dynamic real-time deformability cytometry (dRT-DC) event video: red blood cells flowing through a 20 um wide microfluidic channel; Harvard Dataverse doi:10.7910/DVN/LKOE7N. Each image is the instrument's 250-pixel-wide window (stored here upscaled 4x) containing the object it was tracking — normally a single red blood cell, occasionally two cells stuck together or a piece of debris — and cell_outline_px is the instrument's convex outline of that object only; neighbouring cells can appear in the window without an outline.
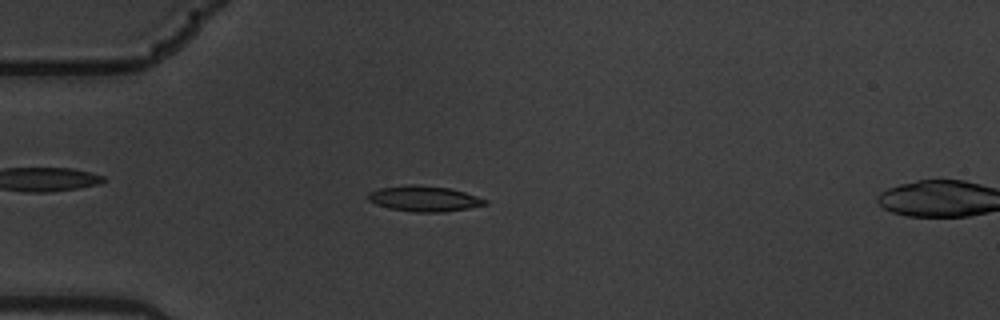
{"species": "common noctule bat (a hibernating species)", "species_latin": "Nyctalus noctula", "temperature_condition": "warm", "stored_images_in_passage": 58, "camera_frame_rate_fps": 3000, "um_per_image_px": 0.085, "animal": {"sex": "male", "body_mass_g": 19.5, "forearm_length_mm": 54.6}, "frame": {"image": 1, "passage_image": 16, "time_ms": 5.0, "image_size_px": [1000, 320], "cell_outline_px": [[488, 204], [468, 208], [444, 212], [412, 212], [388, 208], [376, 204], [368, 200], [368, 192], [380, 188], [408, 184], [412, 184], [448, 188], [464, 192], [488, 200]], "centroid_in_image_um": [36.04, 16.89], "position_along_channel_um": 49.0, "area_um2": 17.4}}
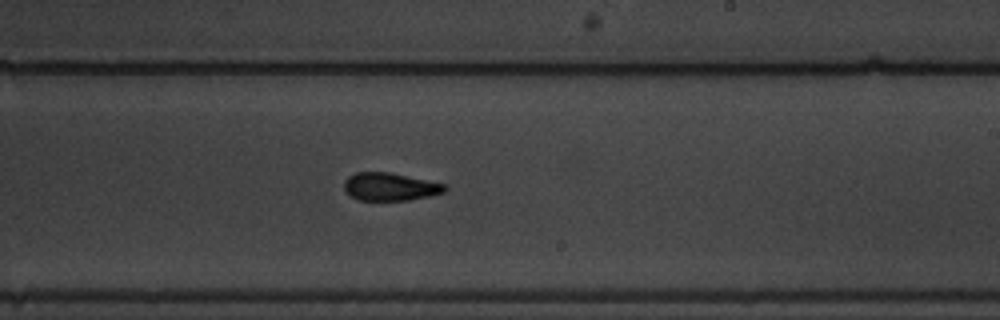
{"frame": {"image": 2, "passage_image": 35, "time_ms": 11.333, "image_size_px": [1000, 320], "cell_outline_px": [[448, 188], [444, 192], [428, 196], [408, 200], [360, 200], [352, 196], [344, 188], [344, 180], [348, 176], [356, 172], [388, 172], [444, 184]], "centroid_in_image_um": [33.13, 15.87], "position_along_channel_um": 255.9, "area_um2": 16.07}}
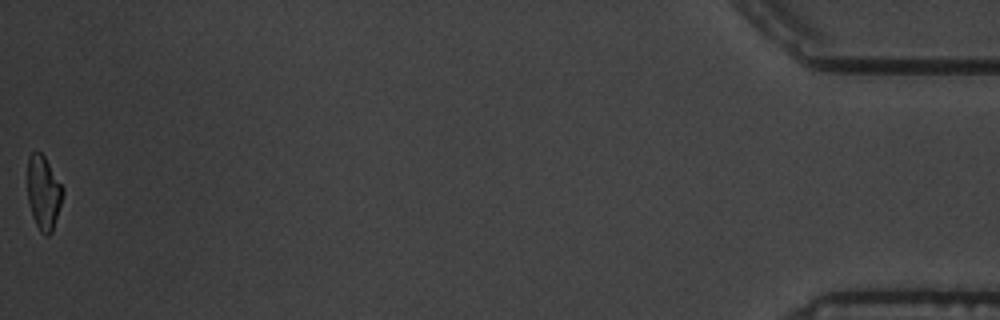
{"frame": {"image": 3, "passage_image": 58, "time_ms": 19.0, "image_size_px": [1000, 320], "cell_outline_px": [[64, 192], [52, 232], [48, 236], [44, 236], [40, 232], [32, 216], [28, 200], [28, 156], [32, 152], [40, 152], [44, 156], [64, 188]], "centroid_in_image_um": [3.7, 16.39], "position_along_channel_um": 431.5, "area_um2": 15.14}, "authors_computed_cell_mechanics": {"area_um2": 16.4441, "velocity_mm_per_s": 3.5174, "shape_relaxation_time_tau1_ms": 6.9654, "shape_relaxation_time_tau2_ms": 2.6962, "deformation_change_tau1": 0.2099, "deformation_change_tau2": 0.0995}}